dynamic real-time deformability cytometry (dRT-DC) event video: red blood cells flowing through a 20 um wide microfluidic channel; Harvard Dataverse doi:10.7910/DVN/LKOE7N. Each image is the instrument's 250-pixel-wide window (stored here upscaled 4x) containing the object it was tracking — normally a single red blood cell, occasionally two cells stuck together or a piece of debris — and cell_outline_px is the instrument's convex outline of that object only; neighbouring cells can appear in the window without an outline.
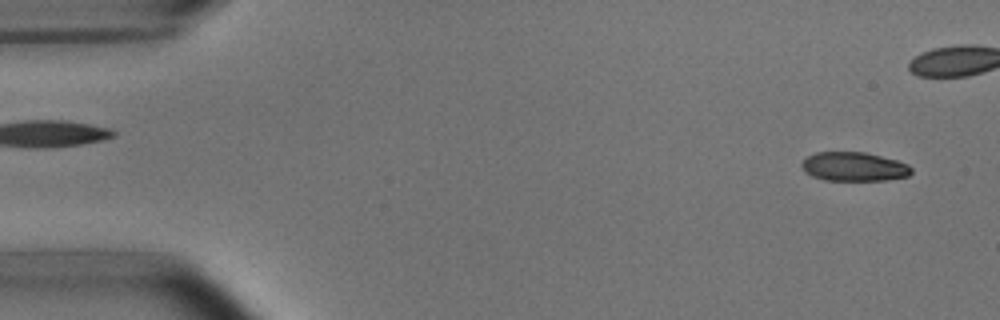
{"species": "common noctule bat (a hibernating species)", "species_latin": "Nyctalus noctula", "temperature_condition": "room temperature", "stored_images_in_passage": 42, "camera_frame_rate_fps": 3000, "um_per_image_px": 0.085, "animal": {"sex": "male", "body_mass_g": 15.6}, "frame": {"image": 1, "passage_image": 2, "time_ms": 0.333, "image_size_px": [1000, 320], "cell_outline_px": [[912, 172], [908, 176], [884, 180], [824, 180], [812, 176], [804, 172], [800, 164], [808, 156], [816, 152], [864, 152], [896, 160], [908, 164], [912, 168]], "centroid_in_image_um": [72.57, 14.17], "position_along_channel_um": 12.4, "area_um2": 18.5}}
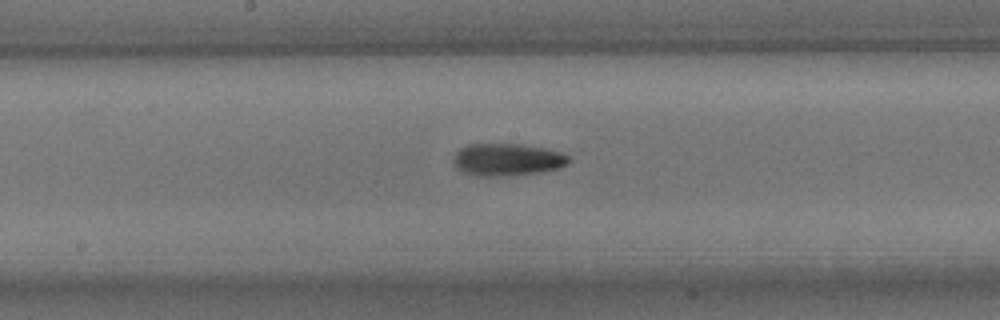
{"frame": {"image": 2, "passage_image": 26, "time_ms": 8.333, "image_size_px": [1000, 320], "cell_outline_px": [[568, 164], [560, 168], [540, 172], [504, 176], [476, 176], [464, 172], [456, 168], [452, 164], [452, 160], [456, 152], [460, 148], [468, 144], [520, 144], [548, 148], [560, 152], [568, 156]], "centroid_in_image_um": [43.09, 13.57], "position_along_channel_um": 205.1, "area_um2": 21.91}}
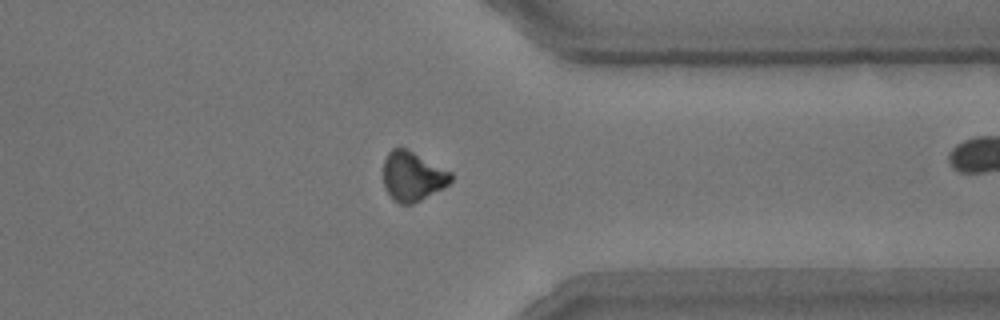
{"frame": {"image": 3, "passage_image": 40, "time_ms": 13.0, "image_size_px": [1000, 320], "cell_outline_px": [[452, 180], [444, 188], [412, 204], [400, 204], [392, 200], [384, 188], [384, 160], [388, 152], [392, 148], [404, 148], [452, 172]], "centroid_in_image_um": [35.05, 15.01], "position_along_channel_um": 376.3, "area_um2": 19.36}}